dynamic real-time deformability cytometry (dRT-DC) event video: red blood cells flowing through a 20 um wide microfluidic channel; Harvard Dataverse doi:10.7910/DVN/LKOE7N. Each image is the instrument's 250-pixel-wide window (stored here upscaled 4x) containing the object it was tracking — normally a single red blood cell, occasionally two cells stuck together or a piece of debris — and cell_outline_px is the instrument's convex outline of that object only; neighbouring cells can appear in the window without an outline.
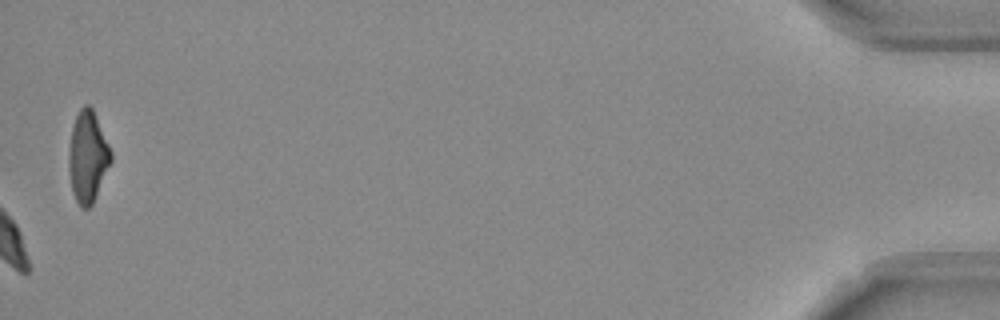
{"species": "Egyptian fruit bat (a non-hibernating species)", "species_latin": "Rousettus aegyptiacus", "temperature_condition": "room temperature", "stored_images_in_passage": 45, "camera_frame_rate_fps": 3000, "um_per_image_px": 0.085, "frame": {"image": 1, "passage_image": 45, "time_ms": 14.667, "image_size_px": [1000, 320], "cell_outline_px": [[112, 160], [92, 204], [88, 208], [80, 208], [72, 192], [68, 172], [68, 152], [72, 128], [76, 116], [80, 108], [84, 104], [88, 104], [92, 108], [96, 116], [112, 152]], "centroid_in_image_um": [7.44, 13.33], "position_along_channel_um": 427.8, "area_um2": 22.43}, "authors_computed_cell_mechanics": {"area_um2": 23.7558, "velocity_mm_per_s": 3.7049, "shape_relaxation_time_tau1_ms": 2.5856, "shape_relaxation_time_tau2_ms": 2.5539, "deformation_change_tau1": 0.1363, "deformation_change_tau2": 0.0753}}